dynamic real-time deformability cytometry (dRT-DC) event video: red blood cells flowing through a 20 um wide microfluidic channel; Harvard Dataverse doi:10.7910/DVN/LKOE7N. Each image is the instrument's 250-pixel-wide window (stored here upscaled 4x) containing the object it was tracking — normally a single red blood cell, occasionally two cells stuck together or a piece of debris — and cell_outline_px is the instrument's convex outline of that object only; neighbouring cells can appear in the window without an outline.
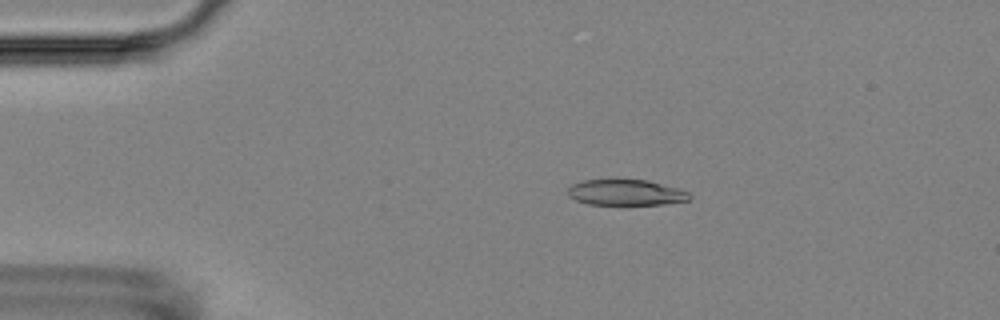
{"species": "Egyptian fruit bat (a non-hibernating species)", "species_latin": "Rousettus aegyptiacus", "temperature_condition": "room temperature", "stored_images_in_passage": 9, "camera_frame_rate_fps": 3000, "um_per_image_px": 0.085, "animal": {"sex": "female"}, "frame": {"image": 1, "passage_image": 3, "time_ms": 2.333, "image_size_px": [1000, 320], "cell_outline_px": [[692, 196], [688, 200], [664, 204], [588, 204], [576, 200], [568, 196], [568, 188], [572, 184], [584, 180], [608, 176], [616, 176], [648, 180], [680, 188], [688, 192]], "centroid_in_image_um": [53.16, 16.29], "position_along_channel_um": 31.8, "area_um2": 19.25}}
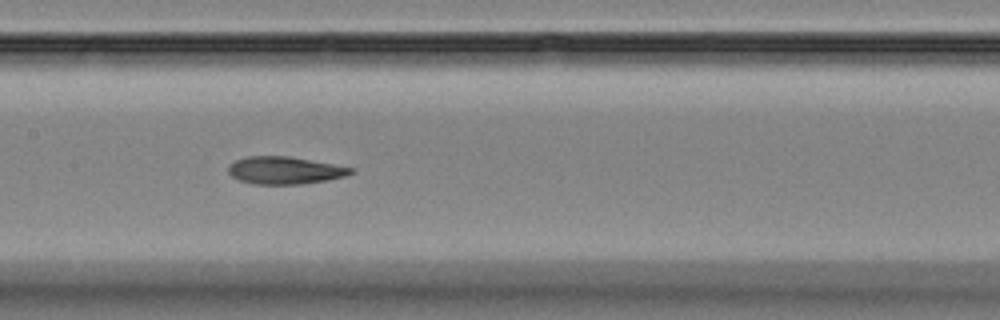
{"frame": {"image": 2, "passage_image": 8, "time_ms": 8.0, "image_size_px": [1000, 320], "cell_outline_px": [[356, 172], [344, 176], [328, 180], [304, 184], [252, 184], [240, 180], [232, 176], [228, 172], [228, 164], [236, 160], [248, 156], [288, 156], [356, 168]], "centroid_in_image_um": [24.23, 14.48], "position_along_channel_um": 183.2, "area_um2": 19.71}}
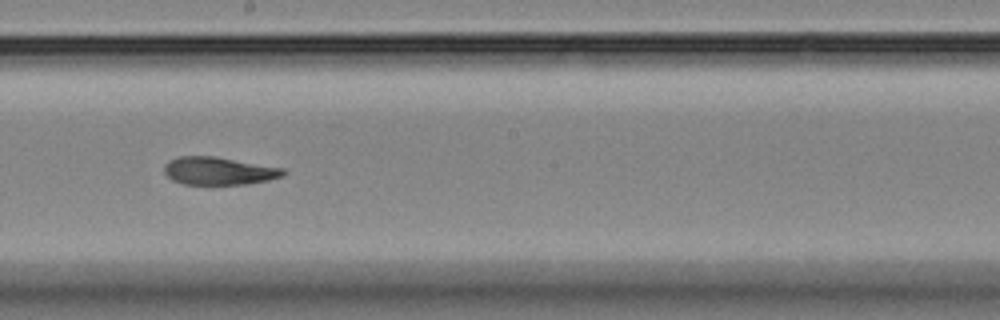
{"frame": {"image": 3, "passage_image": 9, "time_ms": 9.333, "image_size_px": [1000, 320], "cell_outline_px": [[288, 172], [284, 176], [268, 180], [248, 184], [184, 184], [172, 180], [164, 172], [164, 164], [168, 160], [180, 156], [216, 156], [284, 168]], "centroid_in_image_um": [18.62, 14.52], "position_along_channel_um": 229.6, "area_um2": 19.48}}